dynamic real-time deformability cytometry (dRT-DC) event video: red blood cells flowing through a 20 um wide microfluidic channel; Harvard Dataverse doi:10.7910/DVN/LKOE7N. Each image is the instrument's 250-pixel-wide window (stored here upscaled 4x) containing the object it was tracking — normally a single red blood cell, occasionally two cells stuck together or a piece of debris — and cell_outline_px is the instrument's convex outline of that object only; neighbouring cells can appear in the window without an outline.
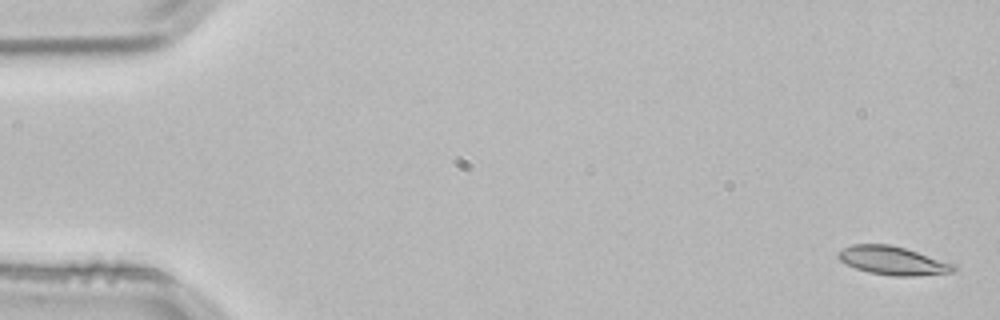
{"species": "common noctule bat (a hibernating species)", "species_latin": "Nyctalus noctula", "temperature_condition": "room temperature", "stored_images_in_passage": 4, "camera_frame_rate_fps": 3000, "um_per_image_px": 0.085, "animal": {"sex": "male", "body_mass_g": 21.5, "forearm_length_mm": 52.0}, "frame": {"image": 1, "passage_image": 1, "time_ms": 0.0, "image_size_px": [1000, 320], "cell_outline_px": [[956, 272], [916, 276], [892, 276], [868, 272], [856, 268], [840, 260], [836, 256], [836, 252], [840, 248], [852, 244], [888, 244], [904, 248], [956, 264]], "centroid_in_image_um": [75.87, 22.15], "position_along_channel_um": 9.1, "area_um2": 19.31}}
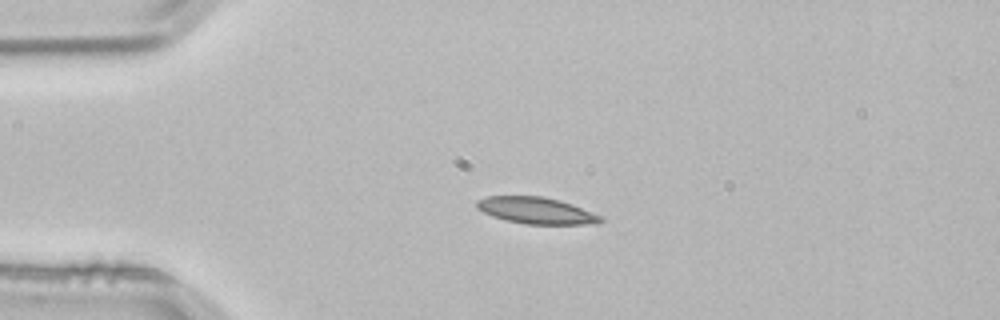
{"frame": {"image": 2, "passage_image": 3, "time_ms": 0.667, "image_size_px": [1000, 320], "cell_outline_px": [[604, 220], [596, 224], [524, 224], [504, 220], [492, 216], [476, 208], [476, 200], [488, 196], [540, 196], [560, 200], [572, 204], [604, 216]], "centroid_in_image_um": [45.6, 17.9], "position_along_channel_um": 39.4, "area_um2": 19.36}}
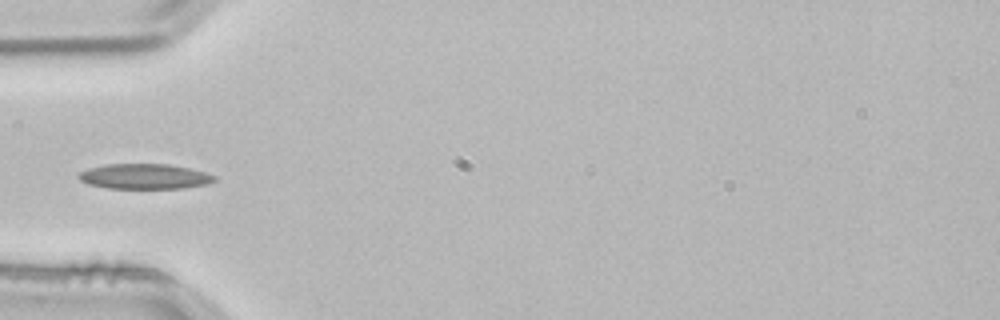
{"frame": {"image": 3, "passage_image": 4, "time_ms": 1.0, "image_size_px": [1000, 320], "cell_outline_px": [[216, 180], [208, 184], [184, 188], [108, 188], [88, 184], [80, 180], [76, 176], [80, 172], [88, 168], [108, 164], [168, 164], [188, 168], [204, 172], [216, 176]], "centroid_in_image_um": [12.28, 15.0], "position_along_channel_um": 72.7, "area_um2": 19.88}}